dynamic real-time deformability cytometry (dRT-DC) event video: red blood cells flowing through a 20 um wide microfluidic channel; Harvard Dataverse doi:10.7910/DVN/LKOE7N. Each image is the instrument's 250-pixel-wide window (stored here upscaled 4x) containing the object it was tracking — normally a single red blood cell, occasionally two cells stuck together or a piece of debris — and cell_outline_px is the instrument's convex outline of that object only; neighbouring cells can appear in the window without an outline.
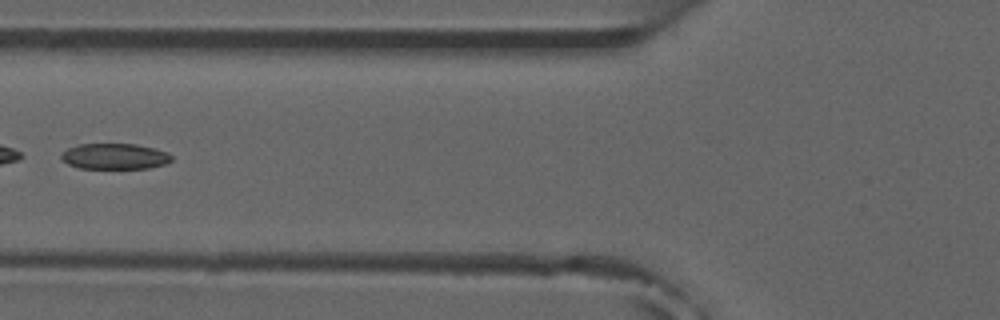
{"species": "common noctule bat (a hibernating species)", "species_latin": "Nyctalus noctula", "temperature_condition": "room temperature", "stored_images_in_passage": 4, "camera_frame_rate_fps": 3000, "um_per_image_px": 0.085, "animal": {"sex": "male", "forearm_length_mm": 52.5}, "frame": {"image": 1, "passage_image": 3, "time_ms": 3.333, "image_size_px": [1000, 320], "cell_outline_px": [[172, 160], [164, 164], [148, 168], [80, 168], [68, 164], [60, 156], [60, 152], [68, 148], [80, 144], [136, 144], [168, 152], [172, 156]], "centroid_in_image_um": [9.74, 13.28], "position_along_channel_um": 116.1, "area_um2": 16.47}}
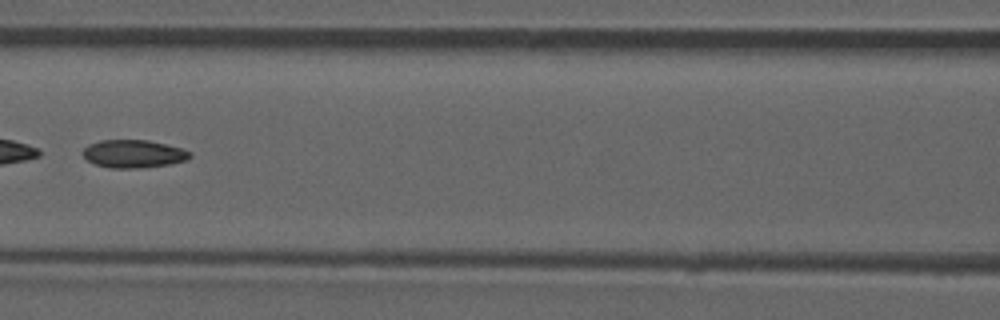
{"frame": {"image": 2, "passage_image": 4, "time_ms": 4.333, "image_size_px": [1000, 320], "cell_outline_px": [[192, 156], [188, 160], [168, 164], [136, 168], [108, 168], [96, 164], [88, 160], [80, 152], [88, 144], [100, 140], [148, 140], [180, 148], [192, 152]], "centroid_in_image_um": [11.33, 13.07], "position_along_channel_um": 155.3, "area_um2": 17.4}}